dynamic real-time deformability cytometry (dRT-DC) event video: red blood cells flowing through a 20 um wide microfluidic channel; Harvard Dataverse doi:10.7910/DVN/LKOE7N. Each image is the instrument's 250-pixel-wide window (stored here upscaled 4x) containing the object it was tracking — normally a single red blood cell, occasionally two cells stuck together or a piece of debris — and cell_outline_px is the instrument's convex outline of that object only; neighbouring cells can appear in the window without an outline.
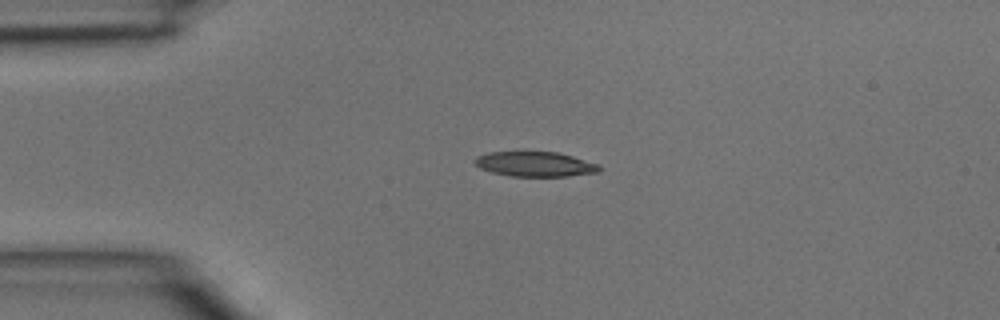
{"species": "common noctule bat (a hibernating species)", "species_latin": "Nyctalus noctula", "temperature_condition": "room temperature", "stored_images_in_passage": 4, "camera_frame_rate_fps": 3000, "um_per_image_px": 0.085, "animal": {"sex": "male", "body_mass_g": 15.6}, "frame": {"image": 1, "passage_image": 2, "time_ms": 0.333, "image_size_px": [1000, 320], "cell_outline_px": [[600, 172], [568, 176], [508, 176], [492, 172], [480, 168], [472, 160], [476, 156], [488, 152], [556, 152], [572, 156], [600, 164]], "centroid_in_image_um": [45.47, 13.95], "position_along_channel_um": 39.5, "area_um2": 18.09}}